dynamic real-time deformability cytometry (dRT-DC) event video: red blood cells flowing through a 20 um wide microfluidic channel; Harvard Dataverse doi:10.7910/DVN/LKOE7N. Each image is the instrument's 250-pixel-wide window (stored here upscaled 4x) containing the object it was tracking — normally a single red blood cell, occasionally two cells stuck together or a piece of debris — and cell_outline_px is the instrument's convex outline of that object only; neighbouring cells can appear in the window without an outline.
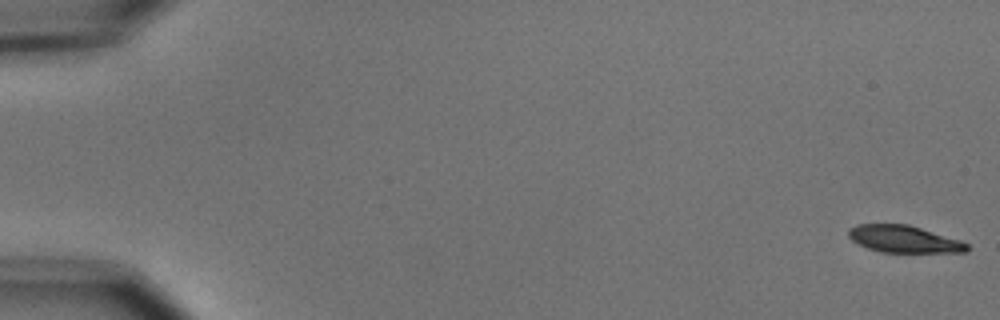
{"species": "common noctule bat (a hibernating species)", "species_latin": "Nyctalus noctula", "temperature_condition": "cold", "stored_images_in_passage": 7, "camera_frame_rate_fps": 3000, "um_per_image_px": 0.085, "animal": {"sex": "male", "body_mass_g": 15.6}, "frame": {"image": 1, "passage_image": 1, "time_ms": 0.0, "image_size_px": [1000, 320], "cell_outline_px": [[968, 252], [880, 252], [868, 248], [852, 240], [848, 236], [848, 228], [856, 224], [908, 224], [960, 240], [968, 244]], "centroid_in_image_um": [76.81, 20.32], "position_along_channel_um": 8.2, "area_um2": 18.61}}
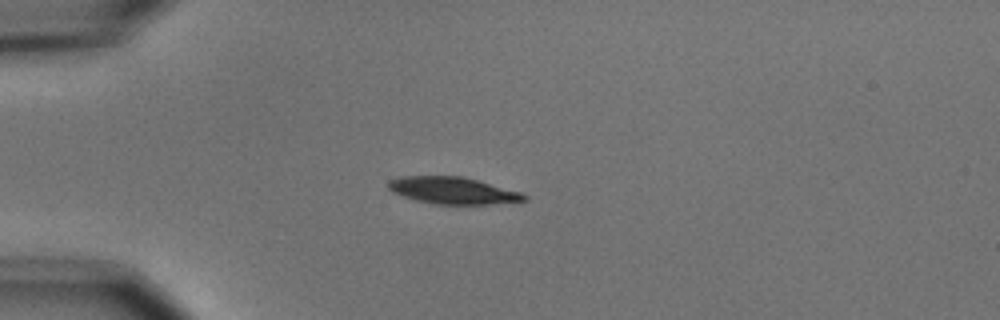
{"frame": {"image": 2, "passage_image": 5, "time_ms": 4.667, "image_size_px": [1000, 320], "cell_outline_px": [[528, 200], [488, 204], [436, 204], [416, 200], [392, 192], [388, 188], [388, 180], [400, 176], [460, 176], [476, 180], [520, 192], [528, 196]], "centroid_in_image_um": [38.45, 16.19], "position_along_channel_um": 46.5, "area_um2": 21.04}}
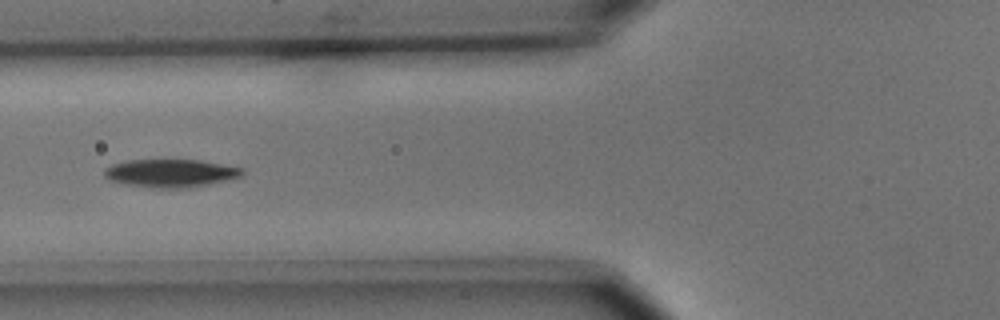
{"frame": {"image": 3, "passage_image": 7, "time_ms": 7.0, "image_size_px": [1000, 320], "cell_outline_px": [[244, 172], [240, 176], [208, 184], [188, 188], [160, 188], [128, 184], [108, 180], [104, 176], [104, 168], [112, 164], [128, 160], [200, 160], [244, 168]], "centroid_in_image_um": [14.48, 14.71], "position_along_channel_um": 111.3, "area_um2": 22.31}}